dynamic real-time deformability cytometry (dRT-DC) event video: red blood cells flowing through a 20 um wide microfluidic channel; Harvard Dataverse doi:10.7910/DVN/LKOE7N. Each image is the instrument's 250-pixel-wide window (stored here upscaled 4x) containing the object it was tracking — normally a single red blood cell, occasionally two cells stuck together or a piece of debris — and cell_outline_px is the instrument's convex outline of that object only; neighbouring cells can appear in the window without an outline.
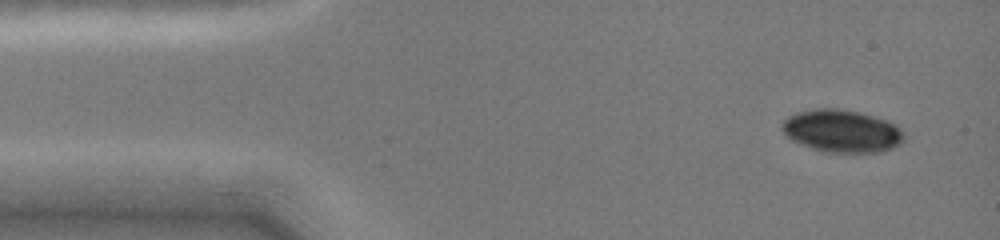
{"species": "common noctule bat (a hibernating species)", "species_latin": "Nyctalus noctula", "temperature_condition": "cold", "stored_images_in_passage": 7, "camera_frame_rate_fps": 3000, "um_per_image_px": 0.085, "animal": {"sex": "female", "body_mass_g": 19.0, "forearm_length_mm": 51.5}, "frame": {"image": 1, "passage_image": 1, "time_ms": 0.0, "image_size_px": [1000, 240], "cell_outline_px": [[904, 140], [900, 144], [892, 148], [880, 152], [824, 152], [800, 144], [792, 140], [780, 128], [784, 120], [788, 116], [796, 112], [816, 108], [836, 108], [856, 112], [872, 116], [896, 124], [900, 128], [904, 136]], "centroid_in_image_um": [71.54, 11.14], "position_along_channel_um": 13.5, "area_um2": 30.11}}